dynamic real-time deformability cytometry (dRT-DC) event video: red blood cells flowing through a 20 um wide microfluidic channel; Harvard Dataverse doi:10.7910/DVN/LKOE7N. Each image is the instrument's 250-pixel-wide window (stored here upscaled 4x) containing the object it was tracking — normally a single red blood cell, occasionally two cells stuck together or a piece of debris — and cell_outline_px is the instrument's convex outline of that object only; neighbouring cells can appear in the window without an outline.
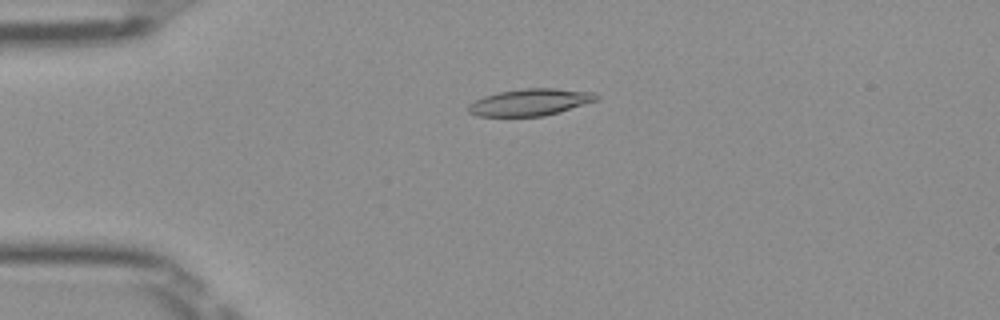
{"species": "Egyptian fruit bat (a non-hibernating species)", "species_latin": "Rousettus aegyptiacus", "temperature_condition": "room temperature", "stored_images_in_passage": 51, "camera_frame_rate_fps": 3000, "um_per_image_px": 0.085, "frame": {"image": 1, "passage_image": 12, "time_ms": 3.667, "image_size_px": [1000, 320], "cell_outline_px": [[600, 96], [596, 100], [560, 112], [544, 116], [476, 116], [468, 112], [468, 104], [484, 96], [500, 92], [524, 88], [552, 88], [592, 92]], "centroid_in_image_um": [45.04, 8.69], "position_along_channel_um": 40.0, "area_um2": 19.88}}
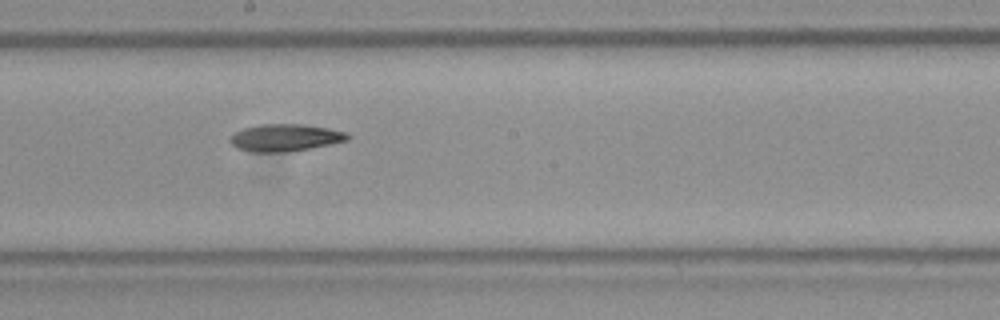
{"frame": {"image": 2, "passage_image": 28, "time_ms": 9.0, "image_size_px": [1000, 320], "cell_outline_px": [[352, 136], [348, 140], [288, 152], [252, 152], [236, 148], [228, 140], [236, 132], [244, 128], [260, 124], [300, 124], [328, 128], [348, 132]], "centroid_in_image_um": [24.24, 11.7], "position_along_channel_um": 224.0, "area_um2": 18.55}}
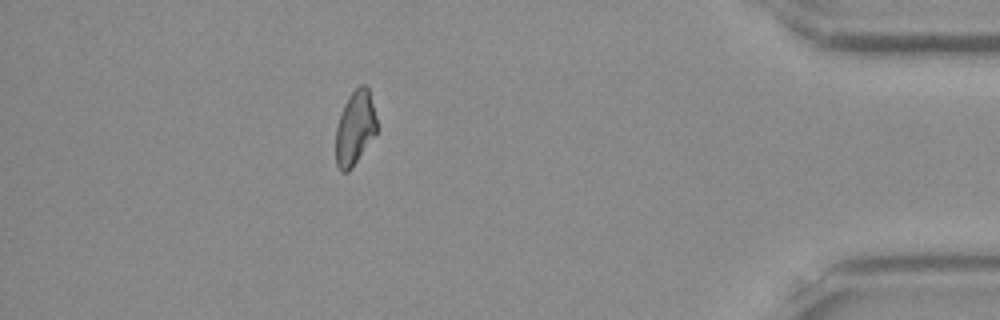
{"frame": {"image": 3, "passage_image": 45, "time_ms": 14.667, "image_size_px": [1000, 320], "cell_outline_px": [[380, 128], [352, 168], [348, 172], [340, 172], [336, 164], [336, 128], [344, 104], [348, 96], [360, 84], [364, 84], [368, 88]], "centroid_in_image_um": [30.2, 10.89], "position_along_channel_um": 405.0, "area_um2": 17.98}}